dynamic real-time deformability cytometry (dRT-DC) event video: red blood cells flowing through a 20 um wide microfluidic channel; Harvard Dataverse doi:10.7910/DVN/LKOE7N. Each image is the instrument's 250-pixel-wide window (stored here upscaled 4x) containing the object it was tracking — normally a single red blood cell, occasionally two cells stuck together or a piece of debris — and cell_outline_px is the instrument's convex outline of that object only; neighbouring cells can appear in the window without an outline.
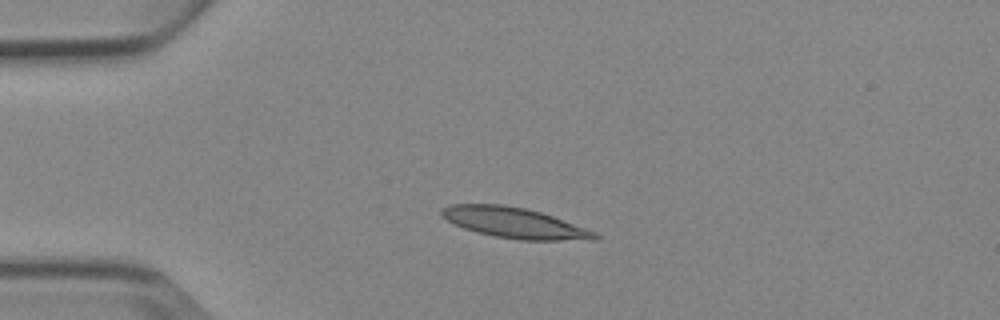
{"species": "Egyptian fruit bat (a non-hibernating species)", "species_latin": "Rousettus aegyptiacus", "temperature_condition": "cold", "stored_images_in_passage": 3, "camera_frame_rate_fps": 3000, "um_per_image_px": 0.085, "animal": {"sex": "female"}, "frame": {"image": 1, "passage_image": 1, "time_ms": 0.0, "image_size_px": [1000, 320], "cell_outline_px": [[600, 236], [596, 240], [520, 240], [496, 236], [476, 232], [464, 228], [440, 216], [440, 208], [448, 204], [504, 204], [524, 208], [540, 212], [552, 216], [596, 232]], "centroid_in_image_um": [43.7, 18.93], "position_along_channel_um": 41.3, "area_um2": 27.17}}
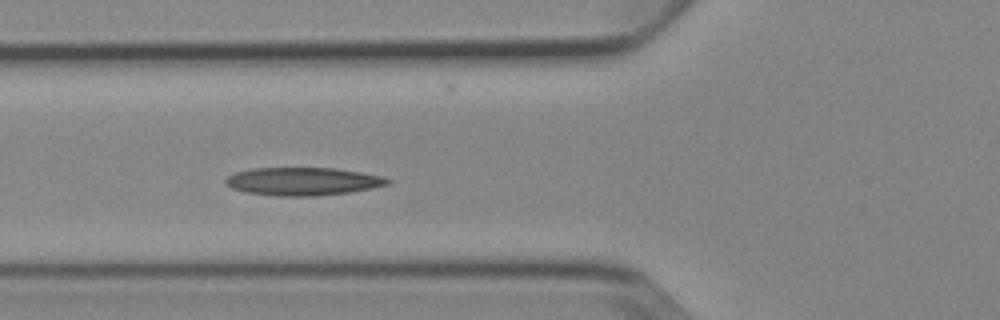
{"frame": {"image": 2, "passage_image": 3, "time_ms": 2.333, "image_size_px": [1000, 320], "cell_outline_px": [[392, 180], [388, 184], [372, 188], [348, 192], [316, 196], [280, 196], [244, 192], [232, 188], [224, 184], [224, 180], [228, 176], [236, 172], [252, 168], [336, 168], [360, 172], [380, 176]], "centroid_in_image_um": [25.7, 15.42], "position_along_channel_um": 100.1, "area_um2": 26.36}}